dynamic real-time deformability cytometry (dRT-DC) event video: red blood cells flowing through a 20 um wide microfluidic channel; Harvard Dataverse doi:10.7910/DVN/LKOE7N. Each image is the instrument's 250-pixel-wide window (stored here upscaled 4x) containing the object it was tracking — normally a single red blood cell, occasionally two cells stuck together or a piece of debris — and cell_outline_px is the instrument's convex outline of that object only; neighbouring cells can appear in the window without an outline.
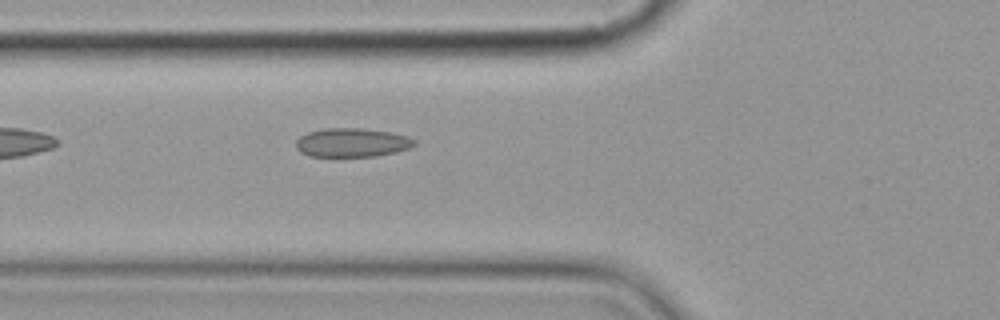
{"species": "common noctule bat (a hibernating species)", "species_latin": "Nyctalus noctula", "temperature_condition": "cold", "stored_images_in_passage": 6, "camera_frame_rate_fps": 3000, "um_per_image_px": 0.085, "animal": {"sex": "female", "body_mass_g": 19.9}, "frame": {"image": 1, "passage_image": 6, "time_ms": 6.667, "image_size_px": [1000, 320], "cell_outline_px": [[416, 144], [408, 148], [396, 152], [376, 156], [308, 156], [300, 152], [296, 148], [296, 140], [300, 136], [308, 132], [324, 128], [364, 128], [388, 132], [408, 136], [416, 140]], "centroid_in_image_um": [29.9, 12.11], "position_along_channel_um": 95.9, "area_um2": 19.94}}